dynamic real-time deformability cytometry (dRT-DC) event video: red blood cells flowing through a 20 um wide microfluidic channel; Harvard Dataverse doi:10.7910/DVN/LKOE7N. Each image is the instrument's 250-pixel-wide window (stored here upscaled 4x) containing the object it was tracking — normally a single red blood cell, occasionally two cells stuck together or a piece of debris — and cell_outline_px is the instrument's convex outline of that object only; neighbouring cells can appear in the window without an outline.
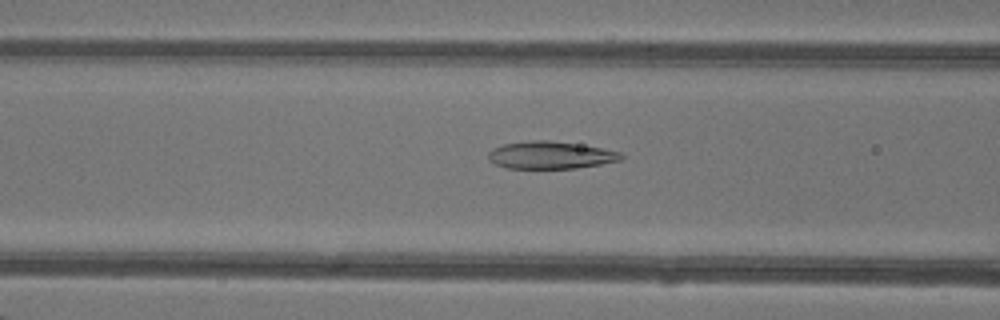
{"species": "common noctule bat (a hibernating species)", "species_latin": "Nyctalus noctula", "temperature_condition": "warm", "stored_images_in_passage": 44, "camera_frame_rate_fps": 3000, "um_per_image_px": 0.085, "animal": {"sex": "female"}, "frame": {"image": 1, "passage_image": 16, "time_ms": 5.0, "image_size_px": [1000, 320], "cell_outline_px": [[624, 156], [620, 160], [600, 164], [576, 168], [508, 168], [496, 164], [488, 160], [488, 152], [492, 148], [504, 144], [532, 140], [548, 140], [600, 148], [620, 152]], "centroid_in_image_um": [46.75, 13.19], "position_along_channel_um": 119.9, "area_um2": 20.92}}
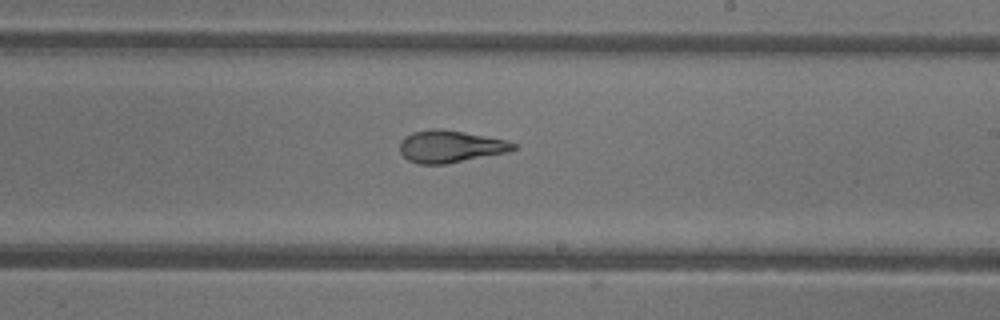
{"frame": {"image": 2, "passage_image": 25, "time_ms": 8.0, "image_size_px": [1000, 320], "cell_outline_px": [[516, 148], [508, 152], [444, 164], [420, 164], [408, 160], [400, 152], [400, 140], [404, 136], [412, 132], [432, 128], [440, 128], [464, 132], [508, 140], [516, 144]], "centroid_in_image_um": [38.26, 12.43], "position_along_channel_um": 250.7, "area_um2": 21.33}}
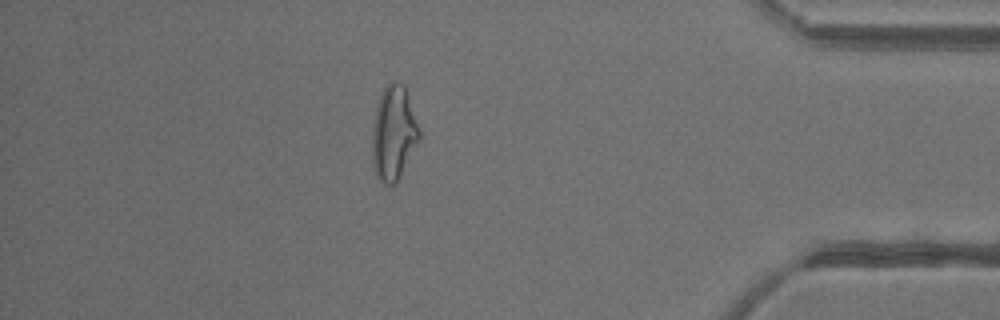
{"frame": {"image": 3, "passage_image": 38, "time_ms": 12.333, "image_size_px": [1000, 320], "cell_outline_px": [[420, 136], [396, 184], [384, 184], [376, 176], [372, 164], [372, 128], [376, 104], [380, 92], [388, 80], [396, 80], [404, 84], [420, 132]], "centroid_in_image_um": [33.41, 11.26], "position_along_channel_um": 401.8, "area_um2": 26.01}, "authors_computed_cell_mechanics": {"area_um2": 23.698, "velocity_mm_per_s": 4.3572, "shape_relaxation_time_tau1_ms": 10.4116, "shape_relaxation_time_tau2_ms": 1.663, "deformation_change_tau1": 0.2952, "deformation_change_tau2": 0.1002}}